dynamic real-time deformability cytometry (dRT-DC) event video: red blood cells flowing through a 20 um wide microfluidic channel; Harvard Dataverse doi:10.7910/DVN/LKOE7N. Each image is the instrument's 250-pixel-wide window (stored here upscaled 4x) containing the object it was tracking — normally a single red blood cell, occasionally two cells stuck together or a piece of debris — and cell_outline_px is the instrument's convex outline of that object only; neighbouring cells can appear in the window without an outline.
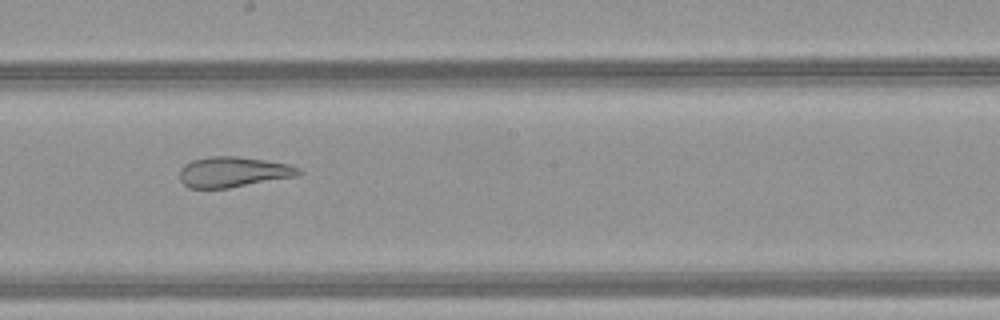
{"species": "common noctule bat (a hibernating species)", "species_latin": "Nyctalus noctula", "temperature_condition": "warm", "stored_images_in_passage": 31, "camera_frame_rate_fps": 3000, "um_per_image_px": 0.085, "animal": {"sex": "female", "body_mass_g": 21.9}, "frame": {"image": 1, "passage_image": 14, "time_ms": 4.333, "image_size_px": [1000, 320], "cell_outline_px": [[304, 172], [296, 176], [228, 188], [188, 188], [180, 180], [180, 168], [184, 164], [192, 160], [212, 156], [236, 156], [264, 160], [288, 164], [300, 168]], "centroid_in_image_um": [19.81, 14.61], "position_along_channel_um": 228.4, "area_um2": 21.04}, "authors_computed_cell_mechanics": {"area_um2": 23.0044, "velocity_mm_per_s": 4.196, "shape_relaxation_time_tau1_ms": null, "shape_relaxation_time_tau2_ms": 1.8685, "deformation_change_tau1": null, "deformation_change_tau2": 0.1142}}